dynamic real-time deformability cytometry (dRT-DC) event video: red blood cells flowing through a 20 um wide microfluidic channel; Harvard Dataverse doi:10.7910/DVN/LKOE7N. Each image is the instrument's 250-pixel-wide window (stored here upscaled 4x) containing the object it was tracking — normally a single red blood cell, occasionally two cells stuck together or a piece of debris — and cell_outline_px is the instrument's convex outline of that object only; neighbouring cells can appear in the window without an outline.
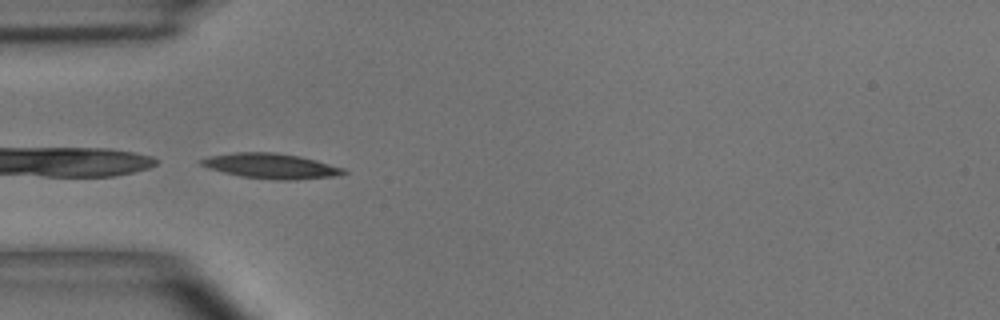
{"species": "common noctule bat (a hibernating species)", "species_latin": "Nyctalus noctula", "temperature_condition": "room temperature", "stored_images_in_passage": 7, "camera_frame_rate_fps": 3000, "um_per_image_px": 0.085, "animal": {"sex": "male", "body_mass_g": 15.6}, "frame": {"image": 1, "passage_image": 5, "time_ms": 4.667, "image_size_px": [1000, 320], "cell_outline_px": [[348, 172], [340, 176], [296, 180], [276, 180], [244, 176], [224, 172], [208, 168], [200, 164], [200, 160], [208, 156], [236, 152], [276, 152], [300, 156], [316, 160], [344, 168]], "centroid_in_image_um": [23.09, 14.11], "position_along_channel_um": 61.9, "area_um2": 20.92}}